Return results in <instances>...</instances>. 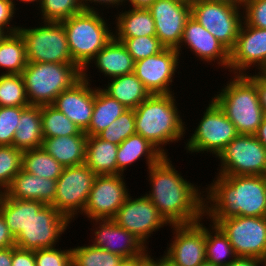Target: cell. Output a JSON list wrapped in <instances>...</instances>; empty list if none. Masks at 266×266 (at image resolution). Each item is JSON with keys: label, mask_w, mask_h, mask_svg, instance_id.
Listing matches in <instances>:
<instances>
[{"label": "cell", "mask_w": 266, "mask_h": 266, "mask_svg": "<svg viewBox=\"0 0 266 266\" xmlns=\"http://www.w3.org/2000/svg\"><path fill=\"white\" fill-rule=\"evenodd\" d=\"M43 139L41 106L29 105L21 112L13 146L22 151L36 149L42 146Z\"/></svg>", "instance_id": "cell-29"}, {"label": "cell", "mask_w": 266, "mask_h": 266, "mask_svg": "<svg viewBox=\"0 0 266 266\" xmlns=\"http://www.w3.org/2000/svg\"><path fill=\"white\" fill-rule=\"evenodd\" d=\"M135 133L134 109H127L110 126L97 134V136L100 139L119 146L130 135Z\"/></svg>", "instance_id": "cell-41"}, {"label": "cell", "mask_w": 266, "mask_h": 266, "mask_svg": "<svg viewBox=\"0 0 266 266\" xmlns=\"http://www.w3.org/2000/svg\"><path fill=\"white\" fill-rule=\"evenodd\" d=\"M29 105L21 74H1L0 107H27Z\"/></svg>", "instance_id": "cell-38"}, {"label": "cell", "mask_w": 266, "mask_h": 266, "mask_svg": "<svg viewBox=\"0 0 266 266\" xmlns=\"http://www.w3.org/2000/svg\"><path fill=\"white\" fill-rule=\"evenodd\" d=\"M41 118L44 138L86 134L52 105L41 106Z\"/></svg>", "instance_id": "cell-36"}, {"label": "cell", "mask_w": 266, "mask_h": 266, "mask_svg": "<svg viewBox=\"0 0 266 266\" xmlns=\"http://www.w3.org/2000/svg\"><path fill=\"white\" fill-rule=\"evenodd\" d=\"M22 169L40 178L57 180L64 167L40 147L23 151Z\"/></svg>", "instance_id": "cell-35"}, {"label": "cell", "mask_w": 266, "mask_h": 266, "mask_svg": "<svg viewBox=\"0 0 266 266\" xmlns=\"http://www.w3.org/2000/svg\"><path fill=\"white\" fill-rule=\"evenodd\" d=\"M199 266H216V265H214V264H212V263H209V262L205 261L204 263H202V264L199 265Z\"/></svg>", "instance_id": "cell-60"}, {"label": "cell", "mask_w": 266, "mask_h": 266, "mask_svg": "<svg viewBox=\"0 0 266 266\" xmlns=\"http://www.w3.org/2000/svg\"><path fill=\"white\" fill-rule=\"evenodd\" d=\"M21 76L30 105H52L55 98L82 78L76 63L27 62Z\"/></svg>", "instance_id": "cell-6"}, {"label": "cell", "mask_w": 266, "mask_h": 266, "mask_svg": "<svg viewBox=\"0 0 266 266\" xmlns=\"http://www.w3.org/2000/svg\"><path fill=\"white\" fill-rule=\"evenodd\" d=\"M27 65L25 42L19 32L7 34L0 42V74H21ZM2 68V69H1Z\"/></svg>", "instance_id": "cell-33"}, {"label": "cell", "mask_w": 266, "mask_h": 266, "mask_svg": "<svg viewBox=\"0 0 266 266\" xmlns=\"http://www.w3.org/2000/svg\"><path fill=\"white\" fill-rule=\"evenodd\" d=\"M6 35L7 33L3 29L0 28V42Z\"/></svg>", "instance_id": "cell-59"}, {"label": "cell", "mask_w": 266, "mask_h": 266, "mask_svg": "<svg viewBox=\"0 0 266 266\" xmlns=\"http://www.w3.org/2000/svg\"><path fill=\"white\" fill-rule=\"evenodd\" d=\"M78 2L81 4L83 9L87 11H104V9H109L111 7H115L118 11V8H121V6L124 8V0H78ZM99 5L104 9H102ZM96 6H98L99 9Z\"/></svg>", "instance_id": "cell-48"}, {"label": "cell", "mask_w": 266, "mask_h": 266, "mask_svg": "<svg viewBox=\"0 0 266 266\" xmlns=\"http://www.w3.org/2000/svg\"><path fill=\"white\" fill-rule=\"evenodd\" d=\"M203 117L193 128L190 138L184 146L186 153H209L217 158L225 147L239 134L235 125L227 118L224 111L211 98L205 107Z\"/></svg>", "instance_id": "cell-8"}, {"label": "cell", "mask_w": 266, "mask_h": 266, "mask_svg": "<svg viewBox=\"0 0 266 266\" xmlns=\"http://www.w3.org/2000/svg\"><path fill=\"white\" fill-rule=\"evenodd\" d=\"M23 26L20 25L18 32L25 42L27 62L75 63L62 22L39 21L37 27Z\"/></svg>", "instance_id": "cell-7"}, {"label": "cell", "mask_w": 266, "mask_h": 266, "mask_svg": "<svg viewBox=\"0 0 266 266\" xmlns=\"http://www.w3.org/2000/svg\"><path fill=\"white\" fill-rule=\"evenodd\" d=\"M15 246V238L6 225L5 219L0 212V249Z\"/></svg>", "instance_id": "cell-50"}, {"label": "cell", "mask_w": 266, "mask_h": 266, "mask_svg": "<svg viewBox=\"0 0 266 266\" xmlns=\"http://www.w3.org/2000/svg\"><path fill=\"white\" fill-rule=\"evenodd\" d=\"M203 220L170 226L173 236L164 254L177 266H199L206 261Z\"/></svg>", "instance_id": "cell-18"}, {"label": "cell", "mask_w": 266, "mask_h": 266, "mask_svg": "<svg viewBox=\"0 0 266 266\" xmlns=\"http://www.w3.org/2000/svg\"><path fill=\"white\" fill-rule=\"evenodd\" d=\"M132 197L129 194L113 220L138 238L146 248H149L147 246L150 242L149 237L164 226L170 227L171 225L145 194H141L138 198H136L137 195L135 198Z\"/></svg>", "instance_id": "cell-14"}, {"label": "cell", "mask_w": 266, "mask_h": 266, "mask_svg": "<svg viewBox=\"0 0 266 266\" xmlns=\"http://www.w3.org/2000/svg\"><path fill=\"white\" fill-rule=\"evenodd\" d=\"M15 1H17V2H19V3H24L25 5H26V3H28L27 5H29V4H33V5H35L37 8H38V5H40V2H41V0H12V2H13V4H14V6H15V8H17L16 7V5L18 4L19 5V3H16ZM16 3V4H15ZM36 3V4H35Z\"/></svg>", "instance_id": "cell-57"}, {"label": "cell", "mask_w": 266, "mask_h": 266, "mask_svg": "<svg viewBox=\"0 0 266 266\" xmlns=\"http://www.w3.org/2000/svg\"><path fill=\"white\" fill-rule=\"evenodd\" d=\"M255 136L260 141V143L266 148V116L261 122Z\"/></svg>", "instance_id": "cell-56"}, {"label": "cell", "mask_w": 266, "mask_h": 266, "mask_svg": "<svg viewBox=\"0 0 266 266\" xmlns=\"http://www.w3.org/2000/svg\"><path fill=\"white\" fill-rule=\"evenodd\" d=\"M175 94H152L134 109L136 133L164 156L169 155L166 145L184 140L188 130Z\"/></svg>", "instance_id": "cell-3"}, {"label": "cell", "mask_w": 266, "mask_h": 266, "mask_svg": "<svg viewBox=\"0 0 266 266\" xmlns=\"http://www.w3.org/2000/svg\"><path fill=\"white\" fill-rule=\"evenodd\" d=\"M0 266H12V247L0 249Z\"/></svg>", "instance_id": "cell-55"}, {"label": "cell", "mask_w": 266, "mask_h": 266, "mask_svg": "<svg viewBox=\"0 0 266 266\" xmlns=\"http://www.w3.org/2000/svg\"><path fill=\"white\" fill-rule=\"evenodd\" d=\"M227 266H263V260L255 257L237 256Z\"/></svg>", "instance_id": "cell-52"}, {"label": "cell", "mask_w": 266, "mask_h": 266, "mask_svg": "<svg viewBox=\"0 0 266 266\" xmlns=\"http://www.w3.org/2000/svg\"><path fill=\"white\" fill-rule=\"evenodd\" d=\"M127 110L118 100L106 94L100 86H95L94 108L92 119L85 131L88 137L96 136L110 126Z\"/></svg>", "instance_id": "cell-32"}, {"label": "cell", "mask_w": 266, "mask_h": 266, "mask_svg": "<svg viewBox=\"0 0 266 266\" xmlns=\"http://www.w3.org/2000/svg\"><path fill=\"white\" fill-rule=\"evenodd\" d=\"M100 13L101 11L83 10L62 21L70 55L82 70L114 37L112 26L108 22L110 18L107 20L103 12Z\"/></svg>", "instance_id": "cell-5"}, {"label": "cell", "mask_w": 266, "mask_h": 266, "mask_svg": "<svg viewBox=\"0 0 266 266\" xmlns=\"http://www.w3.org/2000/svg\"><path fill=\"white\" fill-rule=\"evenodd\" d=\"M118 10L113 17L116 18L113 24L114 37H140L156 36L155 22L149 9L130 8L129 10ZM116 24V25H115Z\"/></svg>", "instance_id": "cell-27"}, {"label": "cell", "mask_w": 266, "mask_h": 266, "mask_svg": "<svg viewBox=\"0 0 266 266\" xmlns=\"http://www.w3.org/2000/svg\"><path fill=\"white\" fill-rule=\"evenodd\" d=\"M87 140L86 134L44 138L41 148L63 167L78 166L85 163Z\"/></svg>", "instance_id": "cell-25"}, {"label": "cell", "mask_w": 266, "mask_h": 266, "mask_svg": "<svg viewBox=\"0 0 266 266\" xmlns=\"http://www.w3.org/2000/svg\"><path fill=\"white\" fill-rule=\"evenodd\" d=\"M180 56L174 48H164L158 54L135 62L134 74L142 81L150 94L174 93L172 86L179 75ZM171 85V86H170Z\"/></svg>", "instance_id": "cell-16"}, {"label": "cell", "mask_w": 266, "mask_h": 266, "mask_svg": "<svg viewBox=\"0 0 266 266\" xmlns=\"http://www.w3.org/2000/svg\"><path fill=\"white\" fill-rule=\"evenodd\" d=\"M204 187V218L266 217V176L215 175Z\"/></svg>", "instance_id": "cell-2"}, {"label": "cell", "mask_w": 266, "mask_h": 266, "mask_svg": "<svg viewBox=\"0 0 266 266\" xmlns=\"http://www.w3.org/2000/svg\"><path fill=\"white\" fill-rule=\"evenodd\" d=\"M45 205L38 200L12 199L5 193L0 198V212L14 238L27 226L30 218Z\"/></svg>", "instance_id": "cell-30"}, {"label": "cell", "mask_w": 266, "mask_h": 266, "mask_svg": "<svg viewBox=\"0 0 266 266\" xmlns=\"http://www.w3.org/2000/svg\"><path fill=\"white\" fill-rule=\"evenodd\" d=\"M72 266H119L123 257L94 247L92 244L72 247Z\"/></svg>", "instance_id": "cell-37"}, {"label": "cell", "mask_w": 266, "mask_h": 266, "mask_svg": "<svg viewBox=\"0 0 266 266\" xmlns=\"http://www.w3.org/2000/svg\"><path fill=\"white\" fill-rule=\"evenodd\" d=\"M183 46L186 47L185 49H190L187 51L203 61V64L205 62L208 65L217 64V69L221 68V70L224 68V70H227L229 67L230 51L193 17L186 21L181 43L176 49L180 58L183 54Z\"/></svg>", "instance_id": "cell-20"}, {"label": "cell", "mask_w": 266, "mask_h": 266, "mask_svg": "<svg viewBox=\"0 0 266 266\" xmlns=\"http://www.w3.org/2000/svg\"><path fill=\"white\" fill-rule=\"evenodd\" d=\"M164 156L147 171L149 200L170 225L192 224L204 219V189L187 181Z\"/></svg>", "instance_id": "cell-1"}, {"label": "cell", "mask_w": 266, "mask_h": 266, "mask_svg": "<svg viewBox=\"0 0 266 266\" xmlns=\"http://www.w3.org/2000/svg\"><path fill=\"white\" fill-rule=\"evenodd\" d=\"M12 266H36L35 250H23L12 247Z\"/></svg>", "instance_id": "cell-47"}, {"label": "cell", "mask_w": 266, "mask_h": 266, "mask_svg": "<svg viewBox=\"0 0 266 266\" xmlns=\"http://www.w3.org/2000/svg\"><path fill=\"white\" fill-rule=\"evenodd\" d=\"M149 251V264L151 266H177L170 258H168L165 254L159 256L158 258H154ZM155 259V260H154Z\"/></svg>", "instance_id": "cell-53"}, {"label": "cell", "mask_w": 266, "mask_h": 266, "mask_svg": "<svg viewBox=\"0 0 266 266\" xmlns=\"http://www.w3.org/2000/svg\"><path fill=\"white\" fill-rule=\"evenodd\" d=\"M17 10L19 8H15L12 0H0V28L7 34L18 32L20 26H16L13 21Z\"/></svg>", "instance_id": "cell-46"}, {"label": "cell", "mask_w": 266, "mask_h": 266, "mask_svg": "<svg viewBox=\"0 0 266 266\" xmlns=\"http://www.w3.org/2000/svg\"><path fill=\"white\" fill-rule=\"evenodd\" d=\"M145 159L148 169L158 163L164 155L148 140L135 133L130 135L119 146L117 151V174L124 175V171L133 163Z\"/></svg>", "instance_id": "cell-26"}, {"label": "cell", "mask_w": 266, "mask_h": 266, "mask_svg": "<svg viewBox=\"0 0 266 266\" xmlns=\"http://www.w3.org/2000/svg\"><path fill=\"white\" fill-rule=\"evenodd\" d=\"M96 177L85 163L64 167L56 180V195L51 205L73 222L83 213Z\"/></svg>", "instance_id": "cell-11"}, {"label": "cell", "mask_w": 266, "mask_h": 266, "mask_svg": "<svg viewBox=\"0 0 266 266\" xmlns=\"http://www.w3.org/2000/svg\"><path fill=\"white\" fill-rule=\"evenodd\" d=\"M155 22L156 37L165 48L177 49L186 21L191 17V3L181 0H156L149 8Z\"/></svg>", "instance_id": "cell-19"}, {"label": "cell", "mask_w": 266, "mask_h": 266, "mask_svg": "<svg viewBox=\"0 0 266 266\" xmlns=\"http://www.w3.org/2000/svg\"><path fill=\"white\" fill-rule=\"evenodd\" d=\"M181 1L191 2L192 0H181Z\"/></svg>", "instance_id": "cell-62"}, {"label": "cell", "mask_w": 266, "mask_h": 266, "mask_svg": "<svg viewBox=\"0 0 266 266\" xmlns=\"http://www.w3.org/2000/svg\"><path fill=\"white\" fill-rule=\"evenodd\" d=\"M91 82L90 72H82V78L70 89L61 92L52 104L83 132L90 125L94 108L95 86Z\"/></svg>", "instance_id": "cell-21"}, {"label": "cell", "mask_w": 266, "mask_h": 266, "mask_svg": "<svg viewBox=\"0 0 266 266\" xmlns=\"http://www.w3.org/2000/svg\"><path fill=\"white\" fill-rule=\"evenodd\" d=\"M208 226H205L206 261L216 266H227L237 257L234 248L215 223Z\"/></svg>", "instance_id": "cell-34"}, {"label": "cell", "mask_w": 266, "mask_h": 266, "mask_svg": "<svg viewBox=\"0 0 266 266\" xmlns=\"http://www.w3.org/2000/svg\"><path fill=\"white\" fill-rule=\"evenodd\" d=\"M215 1H226V2H230L232 4L242 5L244 0H215Z\"/></svg>", "instance_id": "cell-58"}, {"label": "cell", "mask_w": 266, "mask_h": 266, "mask_svg": "<svg viewBox=\"0 0 266 266\" xmlns=\"http://www.w3.org/2000/svg\"><path fill=\"white\" fill-rule=\"evenodd\" d=\"M107 81L108 84L101 86V89L127 109H135L151 95L134 73L113 77Z\"/></svg>", "instance_id": "cell-28"}, {"label": "cell", "mask_w": 266, "mask_h": 266, "mask_svg": "<svg viewBox=\"0 0 266 266\" xmlns=\"http://www.w3.org/2000/svg\"><path fill=\"white\" fill-rule=\"evenodd\" d=\"M190 3L191 17L231 51L243 23L242 5L215 0H192Z\"/></svg>", "instance_id": "cell-9"}, {"label": "cell", "mask_w": 266, "mask_h": 266, "mask_svg": "<svg viewBox=\"0 0 266 266\" xmlns=\"http://www.w3.org/2000/svg\"><path fill=\"white\" fill-rule=\"evenodd\" d=\"M242 9L247 25L266 29V0H244Z\"/></svg>", "instance_id": "cell-45"}, {"label": "cell", "mask_w": 266, "mask_h": 266, "mask_svg": "<svg viewBox=\"0 0 266 266\" xmlns=\"http://www.w3.org/2000/svg\"><path fill=\"white\" fill-rule=\"evenodd\" d=\"M36 266H72V251L70 249L44 248L35 250Z\"/></svg>", "instance_id": "cell-44"}, {"label": "cell", "mask_w": 266, "mask_h": 266, "mask_svg": "<svg viewBox=\"0 0 266 266\" xmlns=\"http://www.w3.org/2000/svg\"><path fill=\"white\" fill-rule=\"evenodd\" d=\"M254 67L255 72L257 69L263 72L266 68V29L249 26L243 21L235 46L230 51L228 72L249 74Z\"/></svg>", "instance_id": "cell-17"}, {"label": "cell", "mask_w": 266, "mask_h": 266, "mask_svg": "<svg viewBox=\"0 0 266 266\" xmlns=\"http://www.w3.org/2000/svg\"><path fill=\"white\" fill-rule=\"evenodd\" d=\"M263 266H266V256H265V258L263 259Z\"/></svg>", "instance_id": "cell-61"}, {"label": "cell", "mask_w": 266, "mask_h": 266, "mask_svg": "<svg viewBox=\"0 0 266 266\" xmlns=\"http://www.w3.org/2000/svg\"><path fill=\"white\" fill-rule=\"evenodd\" d=\"M25 107H0V146L13 145V137Z\"/></svg>", "instance_id": "cell-43"}, {"label": "cell", "mask_w": 266, "mask_h": 266, "mask_svg": "<svg viewBox=\"0 0 266 266\" xmlns=\"http://www.w3.org/2000/svg\"><path fill=\"white\" fill-rule=\"evenodd\" d=\"M94 63V64H93ZM93 65V66H92ZM105 79L126 75L134 72L135 61L122 42L114 37L101 49L82 72H89L94 67Z\"/></svg>", "instance_id": "cell-23"}, {"label": "cell", "mask_w": 266, "mask_h": 266, "mask_svg": "<svg viewBox=\"0 0 266 266\" xmlns=\"http://www.w3.org/2000/svg\"><path fill=\"white\" fill-rule=\"evenodd\" d=\"M217 160L221 176H266V148L255 135L238 134Z\"/></svg>", "instance_id": "cell-10"}, {"label": "cell", "mask_w": 266, "mask_h": 266, "mask_svg": "<svg viewBox=\"0 0 266 266\" xmlns=\"http://www.w3.org/2000/svg\"><path fill=\"white\" fill-rule=\"evenodd\" d=\"M118 145L100 139L97 135L88 137L85 164L96 175L117 174Z\"/></svg>", "instance_id": "cell-31"}, {"label": "cell", "mask_w": 266, "mask_h": 266, "mask_svg": "<svg viewBox=\"0 0 266 266\" xmlns=\"http://www.w3.org/2000/svg\"><path fill=\"white\" fill-rule=\"evenodd\" d=\"M90 236L94 247L105 249L123 258L142 254L147 248L126 229L120 227L113 219H93Z\"/></svg>", "instance_id": "cell-22"}, {"label": "cell", "mask_w": 266, "mask_h": 266, "mask_svg": "<svg viewBox=\"0 0 266 266\" xmlns=\"http://www.w3.org/2000/svg\"><path fill=\"white\" fill-rule=\"evenodd\" d=\"M4 193L12 199L38 200L51 205L56 195V180L40 178L21 169Z\"/></svg>", "instance_id": "cell-24"}, {"label": "cell", "mask_w": 266, "mask_h": 266, "mask_svg": "<svg viewBox=\"0 0 266 266\" xmlns=\"http://www.w3.org/2000/svg\"><path fill=\"white\" fill-rule=\"evenodd\" d=\"M40 12L42 21L62 22L84 9L78 0H41L36 9Z\"/></svg>", "instance_id": "cell-39"}, {"label": "cell", "mask_w": 266, "mask_h": 266, "mask_svg": "<svg viewBox=\"0 0 266 266\" xmlns=\"http://www.w3.org/2000/svg\"><path fill=\"white\" fill-rule=\"evenodd\" d=\"M251 74L252 73L246 75L256 84V89L259 96V102L263 108V111L266 114V74L258 71L257 73L253 72V74L252 75Z\"/></svg>", "instance_id": "cell-49"}, {"label": "cell", "mask_w": 266, "mask_h": 266, "mask_svg": "<svg viewBox=\"0 0 266 266\" xmlns=\"http://www.w3.org/2000/svg\"><path fill=\"white\" fill-rule=\"evenodd\" d=\"M23 151L11 146H0V191L4 193L22 169Z\"/></svg>", "instance_id": "cell-40"}, {"label": "cell", "mask_w": 266, "mask_h": 266, "mask_svg": "<svg viewBox=\"0 0 266 266\" xmlns=\"http://www.w3.org/2000/svg\"><path fill=\"white\" fill-rule=\"evenodd\" d=\"M125 176L97 175L81 215L87 220L113 219L130 194Z\"/></svg>", "instance_id": "cell-15"}, {"label": "cell", "mask_w": 266, "mask_h": 266, "mask_svg": "<svg viewBox=\"0 0 266 266\" xmlns=\"http://www.w3.org/2000/svg\"><path fill=\"white\" fill-rule=\"evenodd\" d=\"M215 224L228 237L237 256H266V217L235 216L220 218Z\"/></svg>", "instance_id": "cell-13"}, {"label": "cell", "mask_w": 266, "mask_h": 266, "mask_svg": "<svg viewBox=\"0 0 266 266\" xmlns=\"http://www.w3.org/2000/svg\"><path fill=\"white\" fill-rule=\"evenodd\" d=\"M230 80L212 99L235 125L239 134L255 135L266 116L256 84L246 74H229Z\"/></svg>", "instance_id": "cell-4"}, {"label": "cell", "mask_w": 266, "mask_h": 266, "mask_svg": "<svg viewBox=\"0 0 266 266\" xmlns=\"http://www.w3.org/2000/svg\"><path fill=\"white\" fill-rule=\"evenodd\" d=\"M156 0H124V6L148 9ZM129 4V5H128Z\"/></svg>", "instance_id": "cell-54"}, {"label": "cell", "mask_w": 266, "mask_h": 266, "mask_svg": "<svg viewBox=\"0 0 266 266\" xmlns=\"http://www.w3.org/2000/svg\"><path fill=\"white\" fill-rule=\"evenodd\" d=\"M71 224V221L54 206L45 205L30 218L27 226L17 235L15 246L33 251L57 247L60 237Z\"/></svg>", "instance_id": "cell-12"}, {"label": "cell", "mask_w": 266, "mask_h": 266, "mask_svg": "<svg viewBox=\"0 0 266 266\" xmlns=\"http://www.w3.org/2000/svg\"><path fill=\"white\" fill-rule=\"evenodd\" d=\"M147 248L142 254L123 258L119 266H145L149 262V251Z\"/></svg>", "instance_id": "cell-51"}, {"label": "cell", "mask_w": 266, "mask_h": 266, "mask_svg": "<svg viewBox=\"0 0 266 266\" xmlns=\"http://www.w3.org/2000/svg\"><path fill=\"white\" fill-rule=\"evenodd\" d=\"M114 38L117 41L122 42L135 62L150 56H154L165 48L156 36Z\"/></svg>", "instance_id": "cell-42"}]
</instances>
